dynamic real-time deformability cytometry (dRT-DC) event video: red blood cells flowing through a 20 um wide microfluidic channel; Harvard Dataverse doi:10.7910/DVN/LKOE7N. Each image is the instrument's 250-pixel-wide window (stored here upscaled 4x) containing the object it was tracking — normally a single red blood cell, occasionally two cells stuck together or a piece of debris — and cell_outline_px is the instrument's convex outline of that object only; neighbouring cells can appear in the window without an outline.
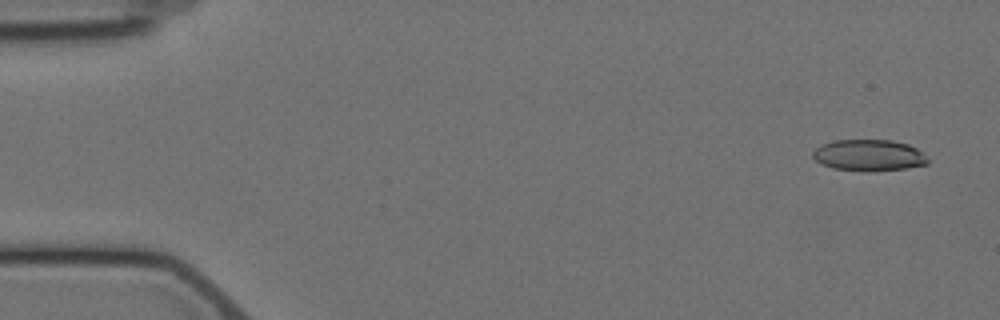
{"species": "Egyptian fruit bat (a non-hibernating species)", "species_latin": "Rousettus aegyptiacus", "temperature_condition": "cold", "stored_images_in_passage": 5, "camera_frame_rate_fps": 3000, "um_per_image_px": 0.085, "animal": {"sex": "female"}, "frame": {"image": 1, "passage_image": 1, "time_ms": 0.0, "image_size_px": [1000, 320], "cell_outline_px": [[928, 164], [904, 168], [872, 172], [864, 172], [832, 168], [816, 160], [812, 156], [812, 152], [820, 144], [836, 140], [892, 140], [908, 144], [924, 152], [928, 160]], "centroid_in_image_um": [73.86, 13.2], "position_along_channel_um": 11.1, "area_um2": 21.21}}
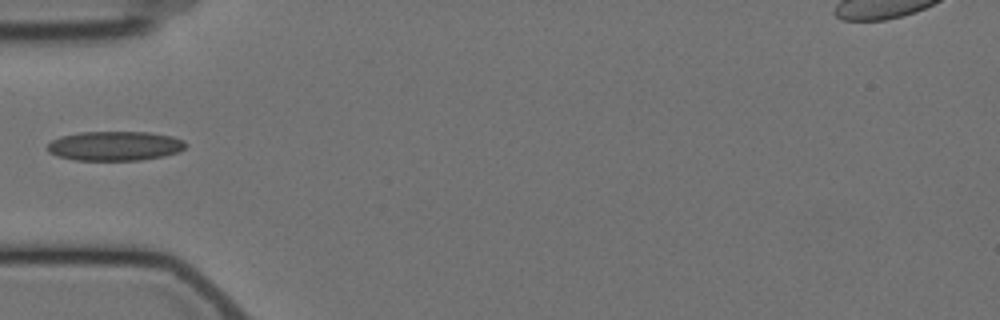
{"frame": {"image": 2, "passage_image": 5, "time_ms": 5.333, "image_size_px": [1000, 320], "cell_outline_px": [[188, 144], [180, 152], [164, 156], [140, 160], [76, 160], [56, 156], [48, 152], [48, 144], [52, 140], [60, 136], [80, 132], [148, 132], [172, 136], [184, 140]], "centroid_in_image_um": [9.78, 12.4], "position_along_channel_um": 75.2, "area_um2": 23.87}}